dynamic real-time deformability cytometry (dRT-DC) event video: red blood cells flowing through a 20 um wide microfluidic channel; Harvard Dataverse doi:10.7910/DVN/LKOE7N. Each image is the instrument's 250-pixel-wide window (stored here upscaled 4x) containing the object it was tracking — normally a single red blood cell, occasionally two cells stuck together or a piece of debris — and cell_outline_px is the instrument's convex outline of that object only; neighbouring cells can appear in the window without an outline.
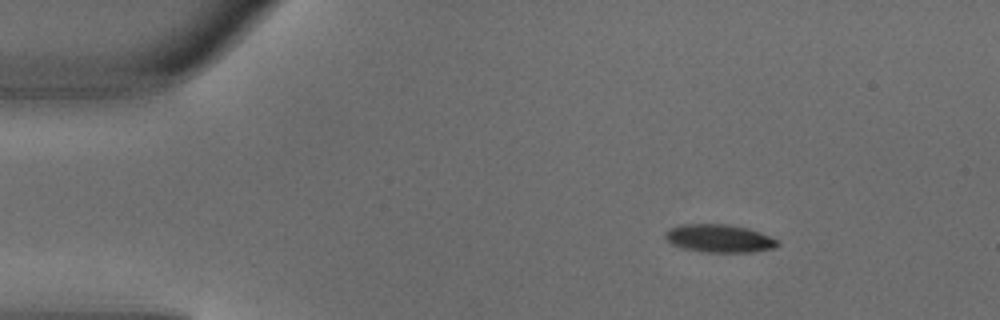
{"species": "common noctule bat (a hibernating species)", "species_latin": "Nyctalus noctula", "temperature_condition": "warm", "stored_images_in_passage": 3, "camera_frame_rate_fps": 3000, "um_per_image_px": 0.085, "animal": {"sex": "male", "body_mass_g": 18.8}, "frame": {"image": 1, "passage_image": 1, "time_ms": 0.0, "image_size_px": [1000, 320], "cell_outline_px": [[780, 244], [776, 248], [752, 252], [700, 252], [680, 248], [672, 244], [664, 236], [664, 232], [668, 228], [680, 224], [728, 224], [748, 228], [760, 232], [780, 240]], "centroid_in_image_um": [61.14, 20.27], "position_along_channel_um": 23.9, "area_um2": 18.73}}
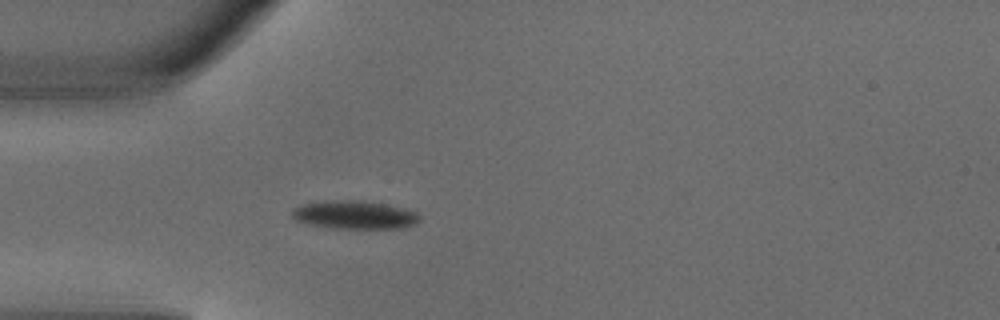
{"frame": {"image": 2, "passage_image": 3, "time_ms": 0.667, "image_size_px": [1000, 320], "cell_outline_px": [[420, 220], [416, 224], [400, 228], [332, 228], [308, 224], [296, 220], [292, 216], [292, 208], [300, 204], [324, 200], [360, 200], [384, 204], [404, 208], [416, 212], [420, 216]], "centroid_in_image_um": [30.1, 18.25], "position_along_channel_um": 54.9, "area_um2": 21.15}}